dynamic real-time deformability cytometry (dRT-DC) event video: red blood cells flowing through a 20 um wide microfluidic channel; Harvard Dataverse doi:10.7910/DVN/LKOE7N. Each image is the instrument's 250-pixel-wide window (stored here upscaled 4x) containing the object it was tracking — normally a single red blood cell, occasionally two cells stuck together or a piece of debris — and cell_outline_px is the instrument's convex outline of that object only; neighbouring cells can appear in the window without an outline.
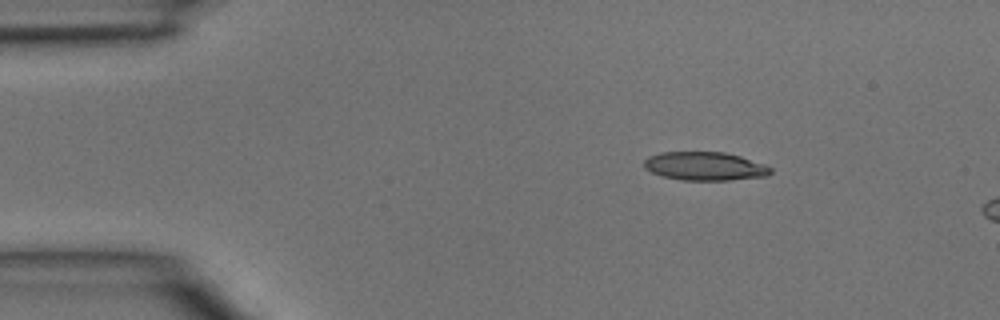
{"species": "common noctule bat (a hibernating species)", "species_latin": "Nyctalus noctula", "temperature_condition": "room temperature", "stored_images_in_passage": 2, "camera_frame_rate_fps": 3000, "um_per_image_px": 0.085, "animal": {"sex": "male", "body_mass_g": 15.6}, "frame": {"image": 1, "passage_image": 1, "time_ms": 0.0, "image_size_px": [1000, 320], "cell_outline_px": [[772, 172], [768, 176], [732, 180], [680, 180], [664, 176], [652, 172], [644, 168], [644, 160], [648, 156], [660, 152], [724, 152], [740, 156], [764, 164], [772, 168]], "centroid_in_image_um": [59.92, 14.13], "position_along_channel_um": 25.1, "area_um2": 21.1}}